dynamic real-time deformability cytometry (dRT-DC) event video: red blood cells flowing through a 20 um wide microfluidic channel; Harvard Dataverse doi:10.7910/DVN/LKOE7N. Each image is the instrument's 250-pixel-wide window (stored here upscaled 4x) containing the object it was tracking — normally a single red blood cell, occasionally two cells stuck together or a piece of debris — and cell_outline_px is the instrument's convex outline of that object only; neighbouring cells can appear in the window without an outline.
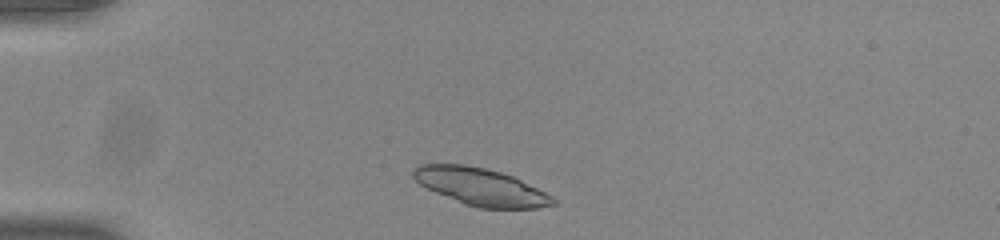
{"species": "common noctule bat (a hibernating species)", "species_latin": "Nyctalus noctula", "temperature_condition": "room temperature", "stored_images_in_passage": 42, "camera_frame_rate_fps": 3000, "um_per_image_px": 0.085, "animal": {"sex": "male", "body_mass_g": 20.0, "forearm_length_mm": 53.3}, "frame": {"image": 1, "passage_image": 3, "time_ms": 0.667, "image_size_px": [1000, 240], "cell_outline_px": [[556, 204], [540, 208], [480, 208], [464, 204], [436, 192], [420, 184], [412, 176], [412, 172], [420, 164], [464, 164], [484, 168], [500, 172], [512, 176], [552, 196], [556, 200]], "centroid_in_image_um": [40.86, 15.88], "position_along_channel_um": 44.1, "area_um2": 29.94}}